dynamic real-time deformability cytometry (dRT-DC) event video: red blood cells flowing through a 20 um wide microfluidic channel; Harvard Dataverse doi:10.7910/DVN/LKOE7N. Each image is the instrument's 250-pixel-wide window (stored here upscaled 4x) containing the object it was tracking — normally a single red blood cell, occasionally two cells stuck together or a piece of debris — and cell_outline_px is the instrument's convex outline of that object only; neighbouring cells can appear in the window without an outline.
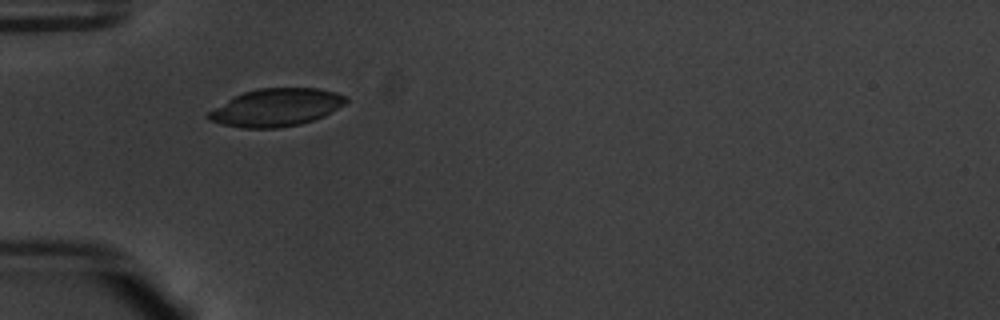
{"species": "common noctule bat (a hibernating species)", "species_latin": "Nyctalus noctula", "temperature_condition": "warm", "stored_images_in_passage": 37, "camera_frame_rate_fps": 3000, "um_per_image_px": 0.085, "animal": {"sex": "male", "body_mass_g": 20.1, "forearm_length_mm": 53.5}, "frame": {"image": 1, "passage_image": 1, "time_ms": 0.0, "image_size_px": [1000, 320], "cell_outline_px": [[348, 100], [344, 104], [324, 116], [300, 124], [280, 128], [240, 128], [208, 120], [204, 116], [208, 112], [232, 96], [256, 88], [320, 88], [336, 92], [348, 96]], "centroid_in_image_um": [23.46, 9.13], "position_along_channel_um": 61.5, "area_um2": 30.4}}
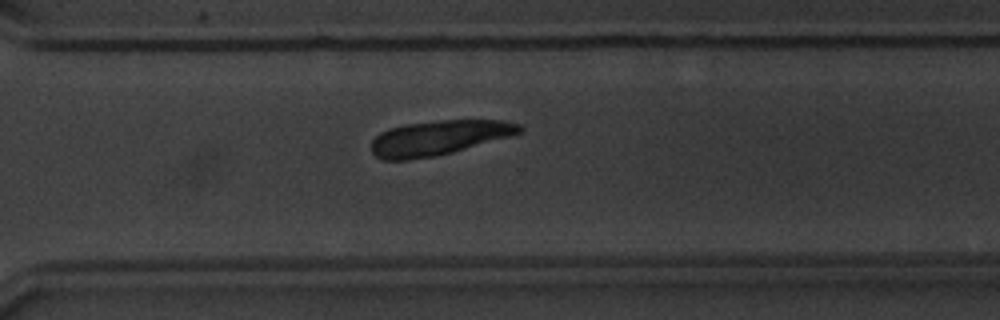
{"frame": {"image": 2, "passage_image": 23, "time_ms": 7.333, "image_size_px": [1000, 320], "cell_outline_px": [[524, 132], [512, 136], [452, 152], [436, 156], [408, 160], [384, 160], [376, 156], [372, 152], [372, 140], [380, 132], [388, 128], [404, 124], [440, 120], [504, 120], [520, 124], [524, 128]], "centroid_in_image_um": [37.33, 11.7], "position_along_channel_um": 333.3, "area_um2": 30.23}}
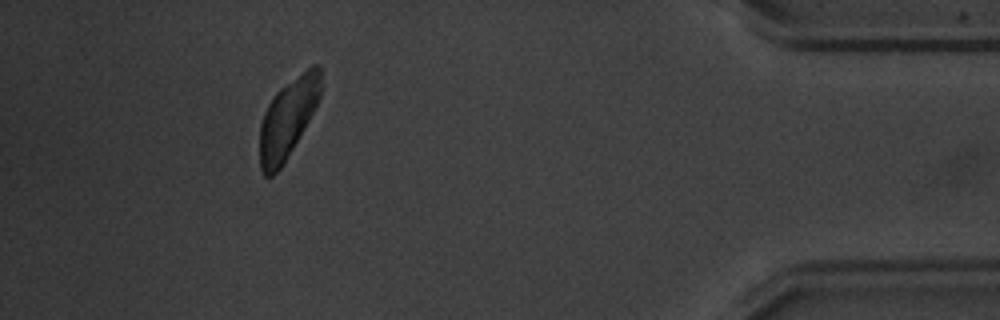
{"frame": {"image": 3, "passage_image": 33, "time_ms": 10.667, "image_size_px": [1000, 320], "cell_outline_px": [[320, 96], [308, 120], [292, 148], [280, 168], [272, 176], [264, 176], [260, 168], [260, 124], [264, 112], [272, 96], [284, 84], [312, 64], [320, 64]], "centroid_in_image_um": [24.44, 10.02], "position_along_channel_um": 410.8, "area_um2": 27.74}}